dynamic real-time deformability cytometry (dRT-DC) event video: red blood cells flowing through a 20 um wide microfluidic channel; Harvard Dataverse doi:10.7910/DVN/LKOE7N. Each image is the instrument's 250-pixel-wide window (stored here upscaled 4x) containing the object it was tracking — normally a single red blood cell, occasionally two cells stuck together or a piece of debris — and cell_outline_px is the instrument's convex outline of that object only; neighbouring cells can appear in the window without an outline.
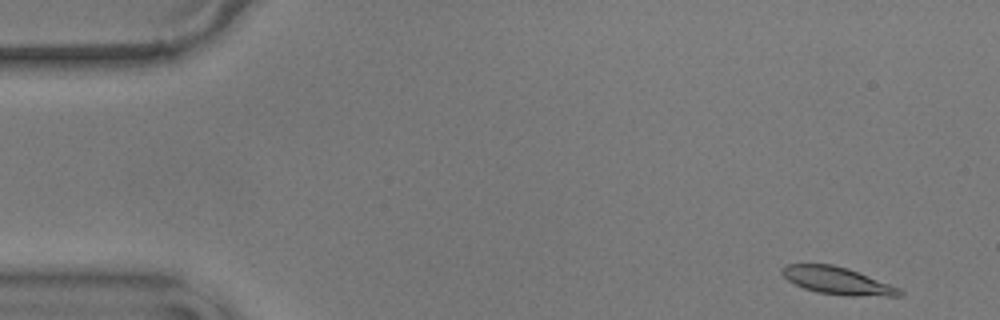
{"species": "common noctule bat (a hibernating species)", "species_latin": "Nyctalus noctula", "temperature_condition": "warm", "stored_images_in_passage": 55, "camera_frame_rate_fps": 3000, "um_per_image_px": 0.085, "animal": {"sex": "male", "body_mass_g": 17.9}, "frame": {"image": 1, "passage_image": 1, "time_ms": 0.0, "image_size_px": [1000, 320], "cell_outline_px": [[904, 292], [900, 296], [848, 296], [816, 292], [804, 288], [788, 280], [780, 272], [780, 268], [788, 264], [832, 264], [848, 268], [900, 288]], "centroid_in_image_um": [71.18, 23.86], "position_along_channel_um": 13.8, "area_um2": 18.73}}
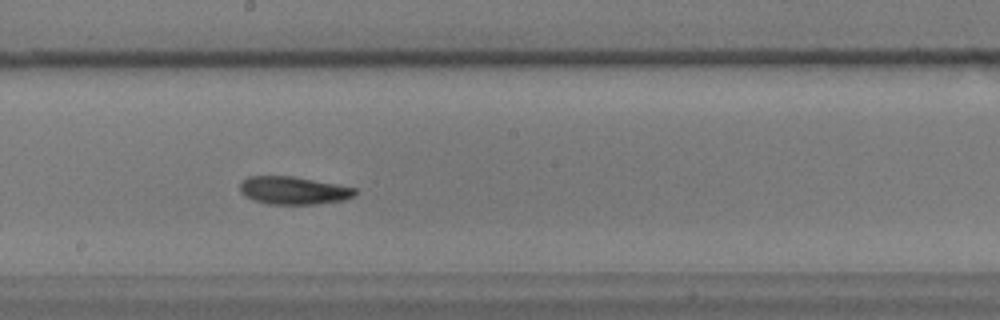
{"frame": {"image": 2, "passage_image": 28, "time_ms": 9.0, "image_size_px": [1000, 320], "cell_outline_px": [[356, 192], [352, 196], [344, 200], [316, 204], [268, 204], [252, 200], [244, 196], [240, 192], [240, 180], [248, 176], [292, 176], [336, 184], [356, 188]], "centroid_in_image_um": [24.88, 16.19], "position_along_channel_um": 223.3, "area_um2": 18.73}}
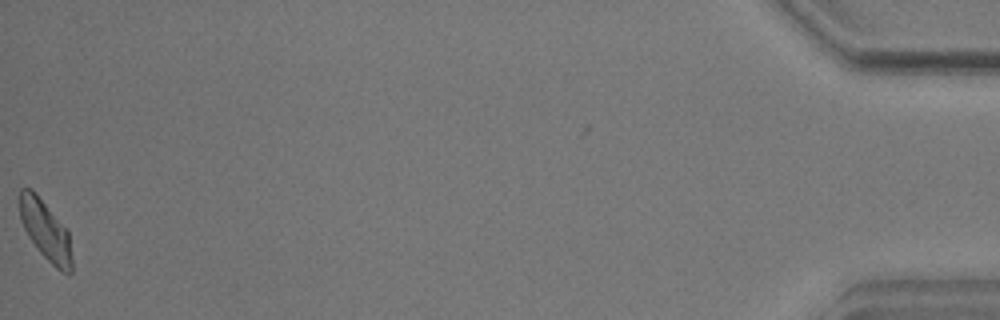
{"frame": {"image": 3, "passage_image": 54, "time_ms": 17.667, "image_size_px": [1000, 320], "cell_outline_px": [[72, 272], [64, 272], [56, 268], [40, 252], [28, 236], [20, 220], [20, 188], [32, 188], [36, 192], [68, 228], [72, 260]], "centroid_in_image_um": [3.88, 19.54], "position_along_channel_um": 431.3, "area_um2": 18.32}, "authors_computed_cell_mechanics": {"area_um2": 18.7272, "velocity_mm_per_s": 3.5428, "shape_relaxation_time_tau1_ms": 7.5244, "shape_relaxation_time_tau2_ms": 4.3285, "deformation_change_tau1": 0.1689, "deformation_change_tau2": 0.0945}}